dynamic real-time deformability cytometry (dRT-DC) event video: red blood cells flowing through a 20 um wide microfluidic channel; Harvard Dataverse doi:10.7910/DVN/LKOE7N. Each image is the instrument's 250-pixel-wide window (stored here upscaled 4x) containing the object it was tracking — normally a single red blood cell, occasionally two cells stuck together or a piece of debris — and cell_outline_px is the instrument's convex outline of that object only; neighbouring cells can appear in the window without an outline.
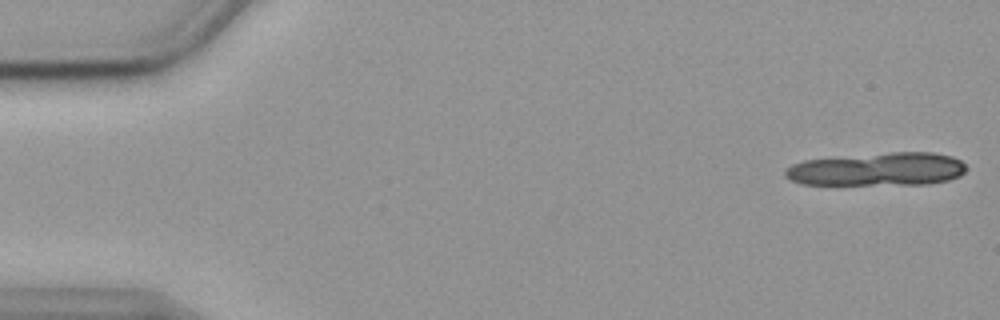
{"species": "common noctule bat (a hibernating species)", "species_latin": "Nyctalus noctula", "temperature_condition": "cold", "stored_images_in_passage": 30, "segment_of_instrument_passage": [1, 2], "camera_frame_rate_fps": 3000, "um_per_image_px": 0.085, "animal": {"sex": "female", "body_mass_g": 19.9}, "frame": {"image": 1, "passage_image": 1, "time_ms": 0.0, "image_size_px": [1000, 320], "cell_outline_px": [[968, 168], [960, 176], [948, 180], [928, 184], [800, 184], [788, 180], [784, 176], [784, 168], [792, 164], [804, 160], [892, 152], [932, 152], [952, 156], [960, 160]], "centroid_in_image_um": [74.58, 14.39], "position_along_channel_um": 10.4, "area_um2": 35.14}}